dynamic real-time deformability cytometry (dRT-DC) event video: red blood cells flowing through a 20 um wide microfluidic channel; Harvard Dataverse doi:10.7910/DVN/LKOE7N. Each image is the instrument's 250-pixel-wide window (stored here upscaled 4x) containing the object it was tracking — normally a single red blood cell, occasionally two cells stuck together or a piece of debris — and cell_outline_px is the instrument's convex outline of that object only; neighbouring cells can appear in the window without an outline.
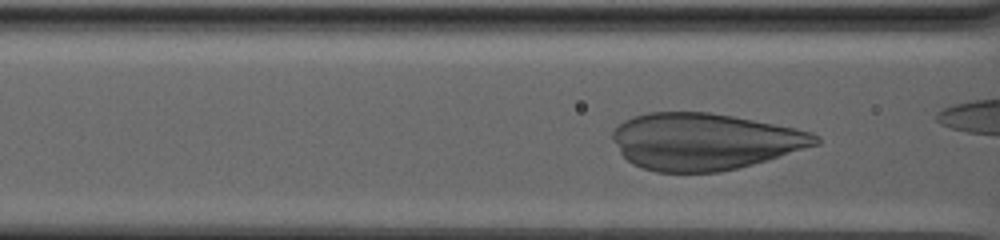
{"species": "human", "species_latin": "Homo sapiens", "temperature_condition": "warm", "stored_images_in_passage": 52, "camera_frame_rate_fps": 3000, "um_per_image_px": 0.085, "donor": {"sex": "male"}, "frame": {"image": 1, "passage_image": 20, "time_ms": 6.333, "image_size_px": [1000, 240], "cell_outline_px": [[820, 144], [752, 164], [720, 172], [656, 172], [632, 164], [620, 152], [612, 140], [612, 132], [624, 120], [632, 116], [648, 112], [708, 112], [732, 116], [812, 132], [820, 136]], "centroid_in_image_um": [59.85, 12.02], "position_along_channel_um": 106.8, "area_um2": 66.64}}
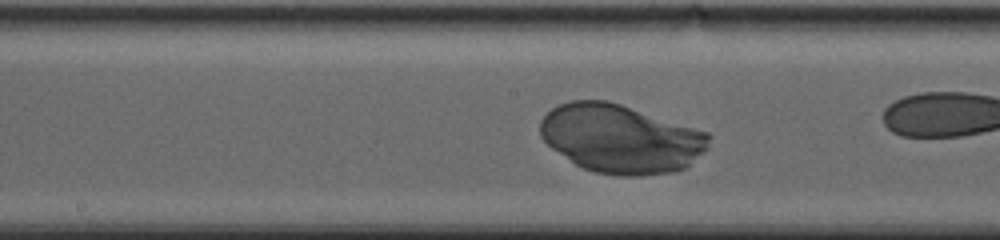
{"frame": {"image": 2, "passage_image": 31, "time_ms": 10.0, "image_size_px": [1000, 240], "cell_outline_px": [[712, 136], [708, 148], [688, 168], [676, 172], [640, 176], [620, 176], [592, 172], [576, 164], [552, 148], [540, 136], [540, 120], [552, 108], [560, 104], [572, 100], [608, 100], [708, 132]], "centroid_in_image_um": [52.8, 11.8], "position_along_channel_um": 195.4, "area_um2": 67.8}}
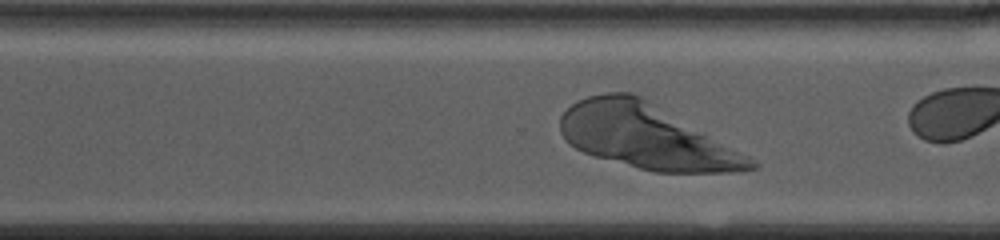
{"frame": {"image": 3, "passage_image": 46, "time_ms": 15.0, "image_size_px": [1000, 240], "cell_outline_px": [[760, 164], [756, 168], [732, 172], [656, 172], [640, 168], [596, 156], [584, 152], [568, 144], [560, 132], [560, 116], [576, 100], [588, 96], [608, 92], [632, 92], [640, 96], [756, 160]], "centroid_in_image_um": [54.9, 11.6], "position_along_channel_um": 315.7, "area_um2": 70.4}}